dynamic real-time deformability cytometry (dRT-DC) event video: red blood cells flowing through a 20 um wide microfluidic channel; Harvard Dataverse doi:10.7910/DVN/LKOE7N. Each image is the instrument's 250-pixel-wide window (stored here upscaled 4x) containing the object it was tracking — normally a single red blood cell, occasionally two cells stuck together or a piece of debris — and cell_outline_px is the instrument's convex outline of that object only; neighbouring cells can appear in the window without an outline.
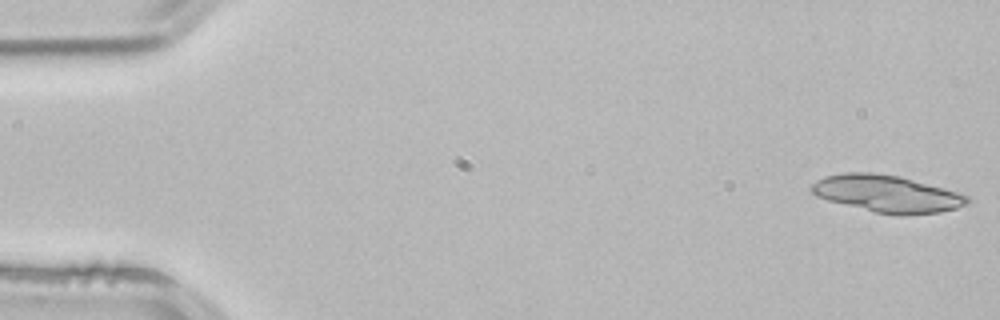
{"species": "common noctule bat (a hibernating species)", "species_latin": "Nyctalus noctula", "temperature_condition": "room temperature", "stored_images_in_passage": 3, "camera_frame_rate_fps": 3000, "um_per_image_px": 0.085, "animal": {"sex": "male", "body_mass_g": 21.5, "forearm_length_mm": 52.0}, "frame": {"image": 1, "passage_image": 1, "time_ms": 0.0, "image_size_px": [1000, 320], "cell_outline_px": [[968, 204], [956, 208], [940, 212], [900, 216], [876, 212], [828, 200], [816, 196], [808, 188], [816, 180], [824, 176], [844, 172], [872, 172], [896, 176], [960, 192], [968, 196]], "centroid_in_image_um": [75.37, 16.47], "position_along_channel_um": 9.6, "area_um2": 33.47}}